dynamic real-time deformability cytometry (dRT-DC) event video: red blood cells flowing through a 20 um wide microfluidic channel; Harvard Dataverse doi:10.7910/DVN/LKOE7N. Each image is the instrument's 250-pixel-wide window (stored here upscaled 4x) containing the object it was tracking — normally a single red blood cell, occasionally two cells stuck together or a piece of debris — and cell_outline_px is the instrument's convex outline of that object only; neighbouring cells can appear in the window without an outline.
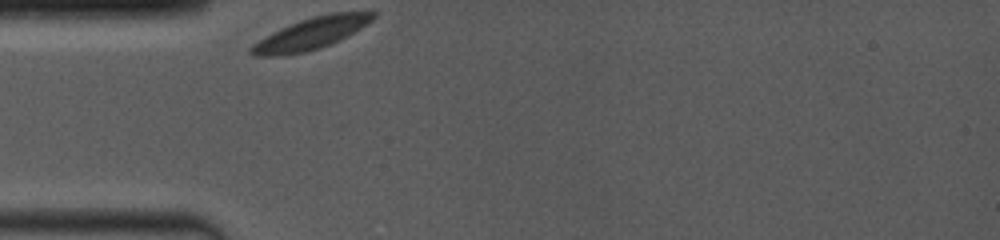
{"species": "common noctule bat (a hibernating species)", "species_latin": "Nyctalus noctula", "temperature_condition": "room temperature", "stored_images_in_passage": 37, "camera_frame_rate_fps": 4000, "um_per_image_px": 0.085, "animal": {"sex": "female", "body_mass_g": 19.0, "forearm_length_mm": 53.3}, "frame": {"image": 1, "passage_image": 1, "time_ms": 0.0, "image_size_px": [1000, 240], "cell_outline_px": [[376, 16], [372, 20], [360, 28], [340, 40], [320, 48], [304, 52], [280, 56], [256, 56], [248, 52], [248, 48], [252, 44], [280, 28], [300, 20], [312, 16], [328, 12], [376, 12]], "centroid_in_image_um": [26.41, 2.85], "position_along_channel_um": 58.6, "area_um2": 22.43}}
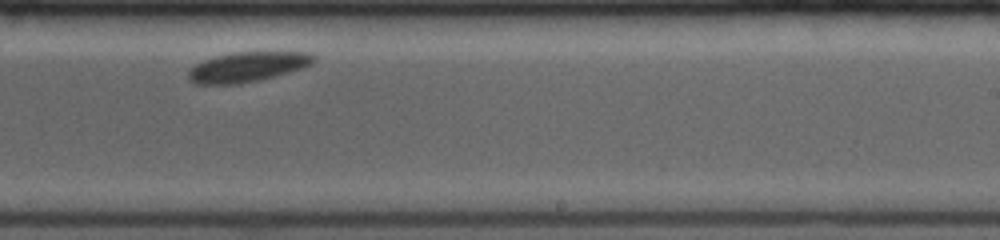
{"frame": {"image": 2, "passage_image": 20, "time_ms": 6.0, "image_size_px": [1000, 240], "cell_outline_px": [[316, 60], [312, 64], [276, 76], [240, 84], [196, 84], [188, 80], [188, 72], [196, 64], [204, 60], [216, 56], [236, 52], [308, 52]], "centroid_in_image_um": [21.01, 5.69], "position_along_channel_um": 268.0, "area_um2": 21.62}}
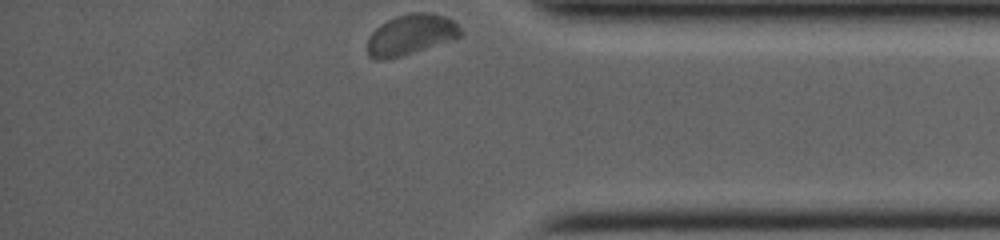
{"frame": {"image": 3, "passage_image": 36, "time_ms": 9.75, "image_size_px": [1000, 240], "cell_outline_px": [[460, 36], [456, 40], [400, 56], [384, 60], [376, 60], [368, 56], [368, 36], [380, 24], [396, 16], [412, 12], [432, 12], [444, 16], [452, 20], [460, 28]], "centroid_in_image_um": [34.92, 2.95], "position_along_channel_um": 400.3, "area_um2": 22.14}, "authors_computed_cell_mechanics": {"area_um2": 21.9062, "velocity_mm_per_s": 3.6051, "shape_relaxation_time_tau1_ms": 0.4461, "shape_relaxation_time_tau2_ms": null, "deformation_change_tau1": 0.0305, "deformation_change_tau2": null}}